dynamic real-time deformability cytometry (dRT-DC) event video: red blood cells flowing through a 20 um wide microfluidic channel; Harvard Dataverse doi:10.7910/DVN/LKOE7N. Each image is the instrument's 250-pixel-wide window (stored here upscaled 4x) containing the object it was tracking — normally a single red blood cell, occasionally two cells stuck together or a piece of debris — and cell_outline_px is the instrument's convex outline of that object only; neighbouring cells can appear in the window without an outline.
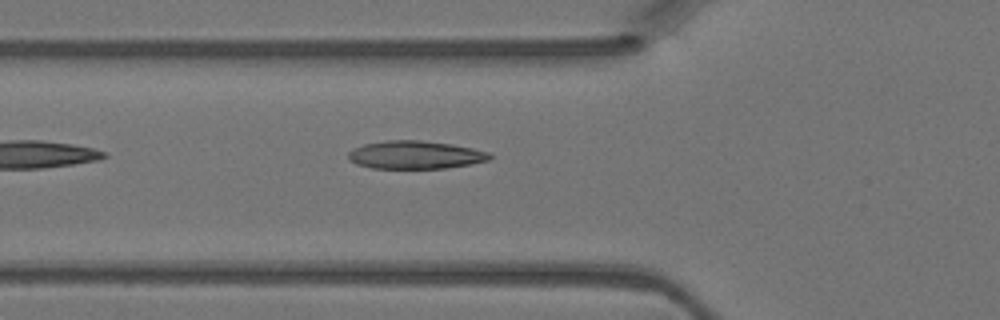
{"species": "Egyptian fruit bat (a non-hibernating species)", "species_latin": "Rousettus aegyptiacus", "temperature_condition": "warm", "stored_images_in_passage": 5, "camera_frame_rate_fps": 3000, "um_per_image_px": 0.085, "animal": {"sex": "female"}, "frame": {"image": 1, "passage_image": 5, "time_ms": 1.333, "image_size_px": [1000, 320], "cell_outline_px": [[492, 156], [488, 160], [468, 164], [444, 168], [372, 168], [356, 164], [348, 156], [348, 152], [352, 148], [364, 144], [388, 140], [420, 140], [452, 144], [492, 152]], "centroid_in_image_um": [35.3, 13.15], "position_along_channel_um": 90.5, "area_um2": 23.0}}